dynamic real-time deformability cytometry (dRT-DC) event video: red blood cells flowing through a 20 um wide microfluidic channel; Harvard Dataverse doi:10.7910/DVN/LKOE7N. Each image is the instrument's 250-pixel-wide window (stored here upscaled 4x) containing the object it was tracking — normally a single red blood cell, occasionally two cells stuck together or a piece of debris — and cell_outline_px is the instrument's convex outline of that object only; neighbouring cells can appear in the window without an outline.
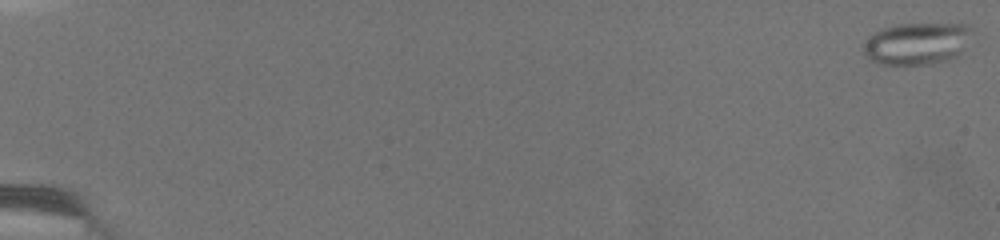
{"species": "common noctule bat (a hibernating species)", "species_latin": "Nyctalus noctula", "temperature_condition": "warm", "stored_images_in_passage": 13, "camera_frame_rate_fps": 3000, "um_per_image_px": 0.085, "animal": {"sex": "female", "body_mass_g": 19.5, "forearm_length_mm": 54.1}, "frame": {"image": 1, "passage_image": 1, "time_ms": 0.0, "image_size_px": [1000, 240], "cell_outline_px": [[972, 28], [964, 48], [956, 56], [948, 60], [932, 64], [880, 64], [868, 60], [864, 52], [864, 44], [868, 36], [884, 28], [896, 24], [964, 24]], "centroid_in_image_um": [77.9, 3.71], "position_along_channel_um": 7.1, "area_um2": 26.36}}